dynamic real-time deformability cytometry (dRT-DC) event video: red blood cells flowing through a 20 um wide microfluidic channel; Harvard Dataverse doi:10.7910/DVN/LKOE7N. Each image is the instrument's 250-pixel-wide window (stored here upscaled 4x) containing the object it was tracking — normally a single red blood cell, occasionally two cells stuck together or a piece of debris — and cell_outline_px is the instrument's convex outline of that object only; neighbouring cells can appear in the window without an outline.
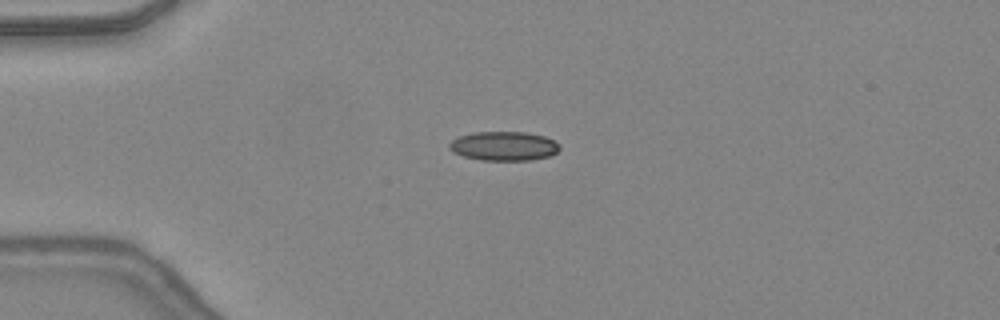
{"species": "common noctule bat (a hibernating species)", "species_latin": "Nyctalus noctula", "temperature_condition": "warm", "stored_images_in_passage": 36, "camera_frame_rate_fps": 3000, "um_per_image_px": 0.085, "animal": {"sex": "female", "body_mass_g": 24.6, "forearm_length_mm": 56.2}, "frame": {"image": 1, "passage_image": 1, "time_ms": 0.0, "image_size_px": [1000, 320], "cell_outline_px": [[560, 148], [556, 152], [548, 156], [528, 160], [480, 160], [464, 156], [452, 152], [448, 148], [448, 144], [452, 140], [460, 136], [476, 132], [528, 132], [544, 136], [560, 144]], "centroid_in_image_um": [42.81, 12.41], "position_along_channel_um": 42.2, "area_um2": 18.67}}
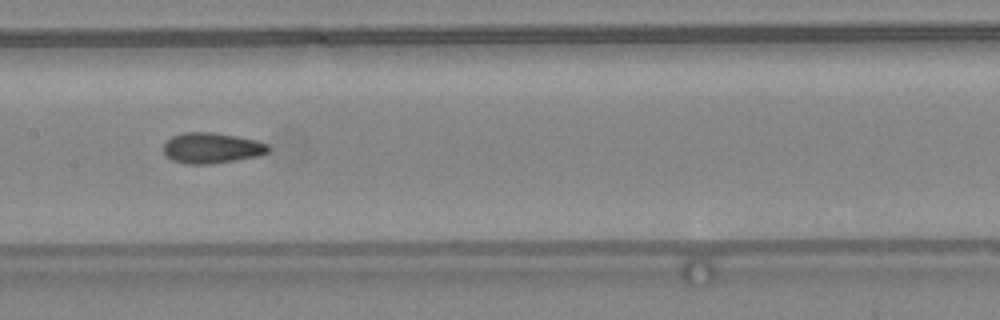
{"frame": {"image": 2, "passage_image": 13, "time_ms": 4.0, "image_size_px": [1000, 320], "cell_outline_px": [[268, 152], [260, 156], [212, 164], [184, 164], [172, 160], [164, 152], [164, 144], [172, 136], [184, 132], [212, 132], [236, 136], [256, 140], [268, 144]], "centroid_in_image_um": [18.0, 12.58], "position_along_channel_um": 189.4, "area_um2": 18.73}}
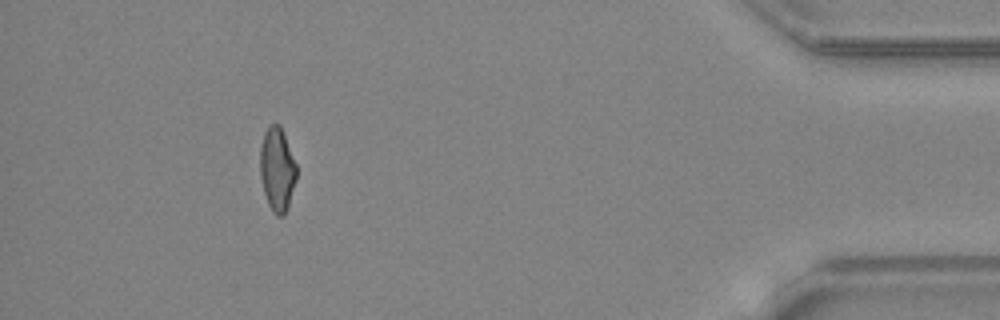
{"frame": {"image": 3, "passage_image": 32, "time_ms": 10.333, "image_size_px": [1000, 320], "cell_outline_px": [[296, 180], [288, 208], [284, 216], [276, 216], [272, 212], [268, 204], [264, 192], [260, 176], [260, 148], [264, 132], [268, 124], [280, 124], [296, 164]], "centroid_in_image_um": [23.55, 14.41], "position_along_channel_um": 411.6, "area_um2": 17.92}, "authors_computed_cell_mechanics": {"area_um2": 18.207, "velocity_mm_per_s": 4.4243, "shape_relaxation_time_tau1_ms": null, "shape_relaxation_time_tau2_ms": 2.0102, "deformation_change_tau1": null, "deformation_change_tau2": 0.1008}}